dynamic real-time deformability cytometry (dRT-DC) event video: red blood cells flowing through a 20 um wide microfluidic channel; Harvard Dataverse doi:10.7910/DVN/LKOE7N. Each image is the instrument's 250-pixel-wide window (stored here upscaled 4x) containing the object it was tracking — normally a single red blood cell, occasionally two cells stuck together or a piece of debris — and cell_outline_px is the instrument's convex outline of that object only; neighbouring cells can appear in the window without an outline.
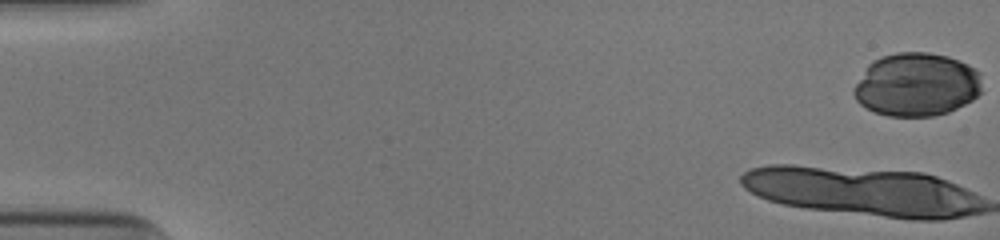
{"species": "human", "species_latin": "Homo sapiens", "temperature_condition": "cold", "stored_images_in_passage": 49, "camera_frame_rate_fps": 3000, "um_per_image_px": 0.085, "donor": {"sex": "male"}, "frame": {"image": 1, "passage_image": 1, "time_ms": 0.0, "image_size_px": [1000, 240], "cell_outline_px": [[980, 92], [972, 100], [948, 112], [932, 116], [888, 116], [876, 112], [860, 104], [856, 100], [852, 92], [856, 84], [868, 64], [872, 60], [880, 56], [896, 52], [928, 52], [948, 56], [968, 64], [980, 72]], "centroid_in_image_um": [77.9, 7.18], "position_along_channel_um": 7.1, "area_um2": 47.34}}
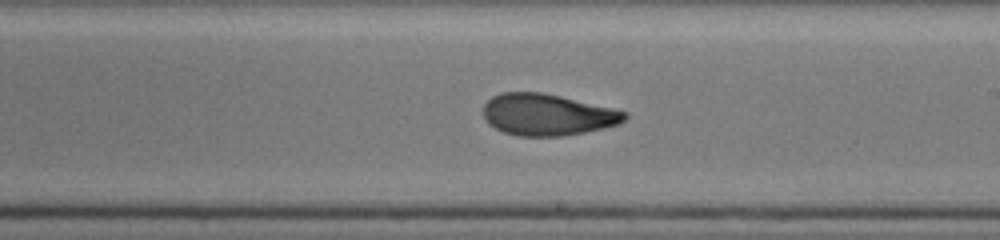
{"frame": {"image": 2, "passage_image": 28, "time_ms": 9.0, "image_size_px": [1000, 240], "cell_outline_px": [[628, 116], [620, 124], [604, 128], [564, 136], [516, 136], [504, 132], [488, 124], [484, 116], [484, 104], [492, 96], [500, 92], [540, 92], [560, 96], [612, 108], [628, 112]], "centroid_in_image_um": [46.52, 9.75], "position_along_channel_um": 242.5, "area_um2": 34.28}}
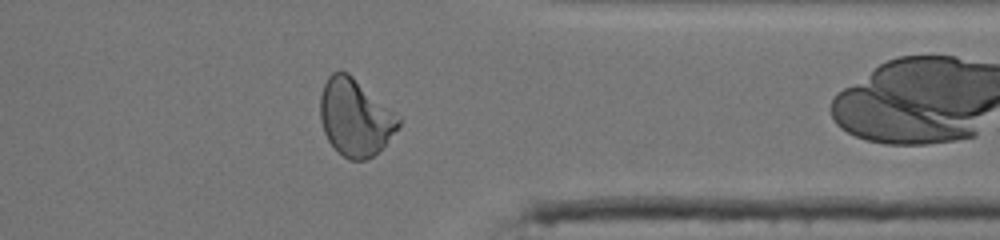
{"frame": {"image": 3, "passage_image": 39, "time_ms": 12.667, "image_size_px": [1000, 240], "cell_outline_px": [[400, 128], [372, 156], [364, 160], [348, 160], [328, 140], [324, 132], [320, 120], [320, 96], [324, 84], [328, 76], [332, 72], [348, 72], [400, 116]], "centroid_in_image_um": [30.19, 9.97], "position_along_channel_um": 381.2, "area_um2": 34.91}, "authors_computed_cell_mechanics": {"area_um2": 35.8938, "velocity_mm_per_s": 3.9504, "shape_relaxation_time_tau1_ms": 6.8214, "shape_relaxation_time_tau2_ms": 1.3267, "deformation_change_tau1": 0.2629, "deformation_change_tau2": 0.076}}